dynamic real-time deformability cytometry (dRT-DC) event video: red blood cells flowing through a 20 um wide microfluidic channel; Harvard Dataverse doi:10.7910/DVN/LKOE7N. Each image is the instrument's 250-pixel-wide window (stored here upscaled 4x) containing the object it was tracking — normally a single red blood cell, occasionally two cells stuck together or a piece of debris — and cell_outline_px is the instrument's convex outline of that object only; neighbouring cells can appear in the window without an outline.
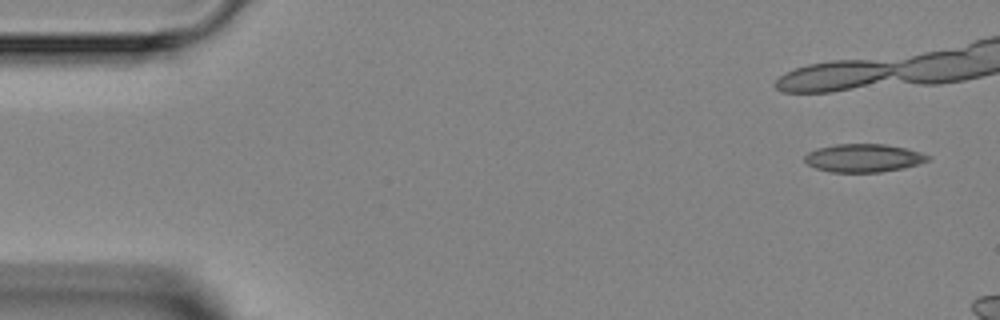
{"species": "Egyptian fruit bat (a non-hibernating species)", "species_latin": "Rousettus aegyptiacus", "temperature_condition": "room temperature", "stored_images_in_passage": 4, "camera_frame_rate_fps": 3000, "um_per_image_px": 0.085, "animal": {"sex": "female"}, "frame": {"image": 1, "passage_image": 1, "time_ms": 0.0, "image_size_px": [1000, 320], "cell_outline_px": [[932, 156], [928, 160], [904, 168], [880, 172], [832, 172], [816, 168], [808, 164], [804, 160], [804, 156], [808, 152], [816, 148], [836, 144], [884, 144], [908, 148]], "centroid_in_image_um": [73.4, 13.42], "position_along_channel_um": 11.6, "area_um2": 20.23}}